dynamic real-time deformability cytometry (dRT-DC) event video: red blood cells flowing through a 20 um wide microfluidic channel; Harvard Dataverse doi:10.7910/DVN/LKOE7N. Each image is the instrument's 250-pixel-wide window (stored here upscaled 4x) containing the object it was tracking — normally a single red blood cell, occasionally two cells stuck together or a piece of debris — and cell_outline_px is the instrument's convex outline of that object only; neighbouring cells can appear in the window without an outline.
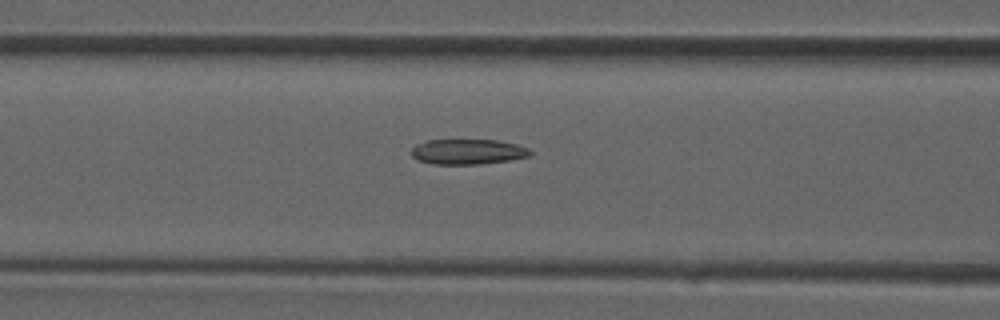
{"species": "common noctule bat (a hibernating species)", "species_latin": "Nyctalus noctula", "temperature_condition": "room temperature", "stored_images_in_passage": 21, "camera_frame_rate_fps": 3000, "um_per_image_px": 0.085, "animal": {"sex": "male", "forearm_length_mm": 52.5}, "frame": {"image": 1, "passage_image": 5, "time_ms": 1.333, "image_size_px": [1000, 320], "cell_outline_px": [[532, 156], [508, 160], [480, 164], [432, 164], [416, 160], [412, 156], [412, 148], [416, 144], [428, 140], [496, 140], [516, 144], [528, 148], [532, 152]], "centroid_in_image_um": [39.76, 12.9], "position_along_channel_um": 126.8, "area_um2": 17.51}}
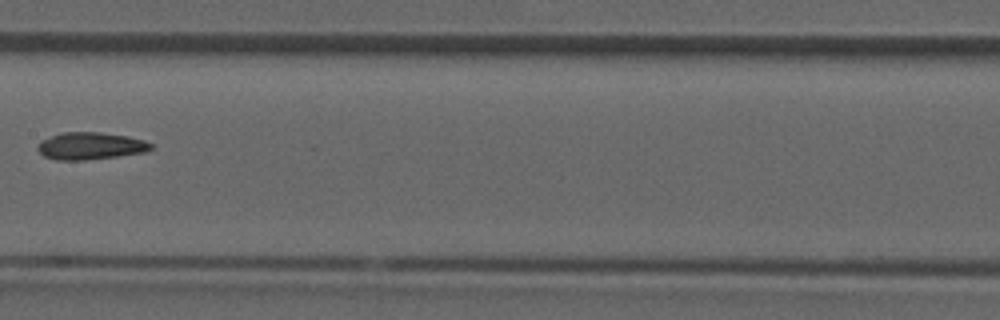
{"frame": {"image": 2, "passage_image": 9, "time_ms": 2.667, "image_size_px": [1000, 320], "cell_outline_px": [[152, 148], [144, 152], [116, 156], [84, 160], [56, 160], [44, 156], [36, 148], [40, 140], [60, 132], [100, 132], [128, 136], [144, 140], [152, 144]], "centroid_in_image_um": [7.64, 12.39], "position_along_channel_um": 199.8, "area_um2": 17.98}}
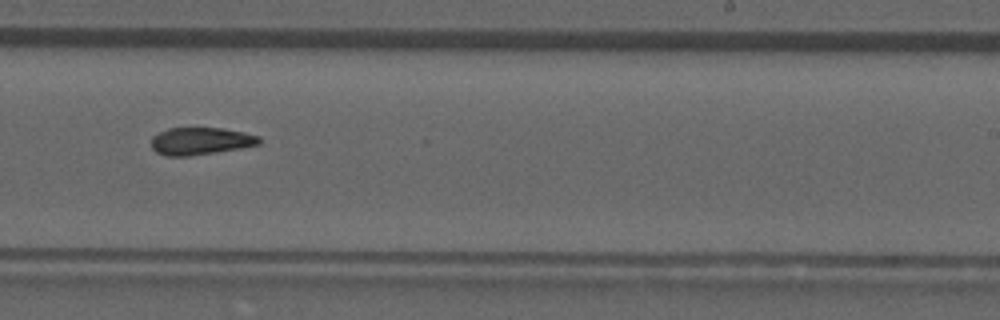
{"frame": {"image": 3, "passage_image": 13, "time_ms": 4.0, "image_size_px": [1000, 320], "cell_outline_px": [[260, 144], [240, 148], [216, 152], [188, 156], [168, 156], [156, 152], [152, 148], [152, 136], [156, 132], [168, 128], [220, 128], [244, 132], [260, 136]], "centroid_in_image_um": [17.03, 11.98], "position_along_channel_um": 272.0, "area_um2": 17.22}}